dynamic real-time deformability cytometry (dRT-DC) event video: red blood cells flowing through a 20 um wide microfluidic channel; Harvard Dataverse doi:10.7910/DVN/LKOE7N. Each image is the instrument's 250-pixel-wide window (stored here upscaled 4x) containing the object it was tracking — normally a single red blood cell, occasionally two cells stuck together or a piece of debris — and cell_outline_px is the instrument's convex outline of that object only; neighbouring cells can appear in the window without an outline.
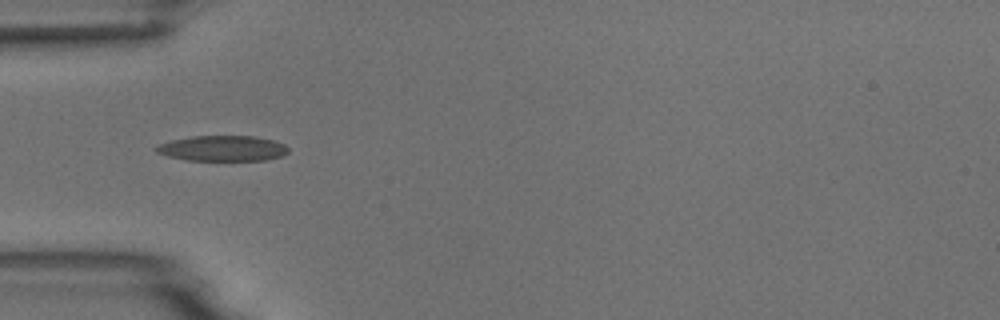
{"species": "common noctule bat (a hibernating species)", "species_latin": "Nyctalus noctula", "temperature_condition": "room temperature", "stored_images_in_passage": 13, "camera_frame_rate_fps": 3000, "um_per_image_px": 0.085, "animal": {"sex": "male", "body_mass_g": 18.8}, "frame": {"image": 1, "passage_image": 3, "time_ms": 3.333, "image_size_px": [1000, 320], "cell_outline_px": [[288, 152], [280, 156], [268, 160], [184, 160], [168, 156], [156, 152], [156, 148], [160, 144], [172, 140], [192, 136], [256, 136], [276, 140], [284, 144], [288, 148]], "centroid_in_image_um": [18.96, 12.61], "position_along_channel_um": 66.0, "area_um2": 19.59}, "authors_computed_cell_mechanics": {"area_um2": 18.1492, "velocity_mm_per_s": 3.7535, "shape_relaxation_time_tau1_ms": 4.1939, "shape_relaxation_time_tau2_ms": 2.2635, "deformation_change_tau1": 0.1225, "deformation_change_tau2": 0.093}}